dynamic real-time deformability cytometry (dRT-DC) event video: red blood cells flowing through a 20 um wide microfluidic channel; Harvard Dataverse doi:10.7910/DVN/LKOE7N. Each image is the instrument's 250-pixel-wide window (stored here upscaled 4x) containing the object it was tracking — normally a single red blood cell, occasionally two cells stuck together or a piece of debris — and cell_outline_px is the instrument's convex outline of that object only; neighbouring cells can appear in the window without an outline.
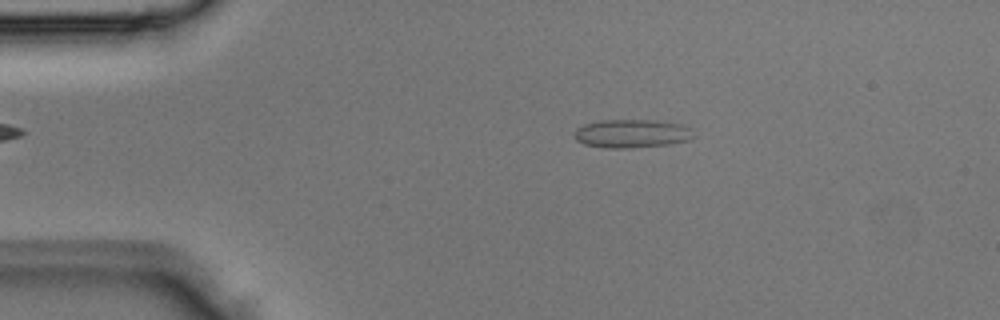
{"species": "Egyptian fruit bat (a non-hibernating species)", "species_latin": "Rousettus aegyptiacus", "temperature_condition": "room temperature", "stored_images_in_passage": 3, "camera_frame_rate_fps": 3000, "um_per_image_px": 0.085, "animal": {"sex": "male"}, "frame": {"image": 1, "passage_image": 2, "time_ms": 0.333, "image_size_px": [1000, 320], "cell_outline_px": [[692, 136], [688, 140], [668, 144], [632, 148], [604, 148], [584, 144], [576, 140], [572, 136], [576, 128], [584, 124], [600, 120], [656, 120], [680, 124], [692, 128]], "centroid_in_image_um": [53.65, 11.35], "position_along_channel_um": 31.4, "area_um2": 19.88}}